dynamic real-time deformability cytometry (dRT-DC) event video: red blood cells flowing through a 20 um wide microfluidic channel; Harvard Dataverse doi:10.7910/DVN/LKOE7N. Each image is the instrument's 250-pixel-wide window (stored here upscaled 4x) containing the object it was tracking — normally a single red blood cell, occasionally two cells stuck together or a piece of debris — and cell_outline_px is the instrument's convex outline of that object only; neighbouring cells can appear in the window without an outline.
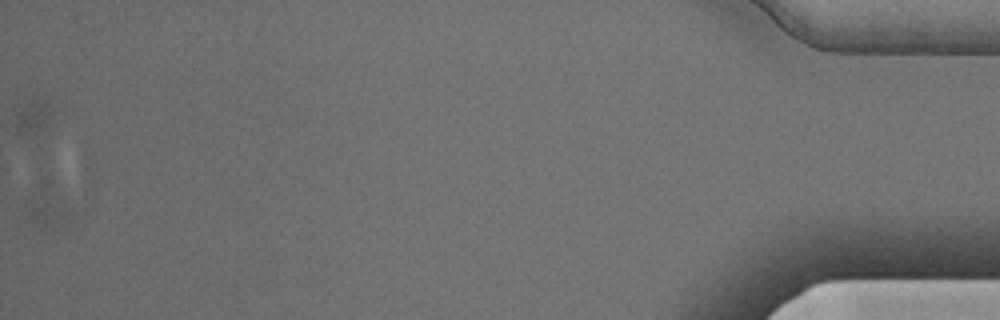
{"species": "Egyptian fruit bat (a non-hibernating species)", "species_latin": "Rousettus aegyptiacus", "temperature_condition": "cold", "stored_images_in_passage": 15, "segment_of_instrument_passage": [2, 2], "camera_frame_rate_fps": 3000, "um_per_image_px": 0.085, "animal": {"sex": "male"}, "frame": {"image": 1, "passage_image": 15, "time_ms": 4.667, "image_size_px": [1000, 320], "cell_outline_px": [[76, 212], [68, 220], [52, 224], [32, 224], [24, 220], [24, 204], [40, 176], [44, 176], [48, 180]], "centroid_in_image_um": [3.95, 17.41], "position_along_channel_um": 431.3, "area_um2": 11.5}}